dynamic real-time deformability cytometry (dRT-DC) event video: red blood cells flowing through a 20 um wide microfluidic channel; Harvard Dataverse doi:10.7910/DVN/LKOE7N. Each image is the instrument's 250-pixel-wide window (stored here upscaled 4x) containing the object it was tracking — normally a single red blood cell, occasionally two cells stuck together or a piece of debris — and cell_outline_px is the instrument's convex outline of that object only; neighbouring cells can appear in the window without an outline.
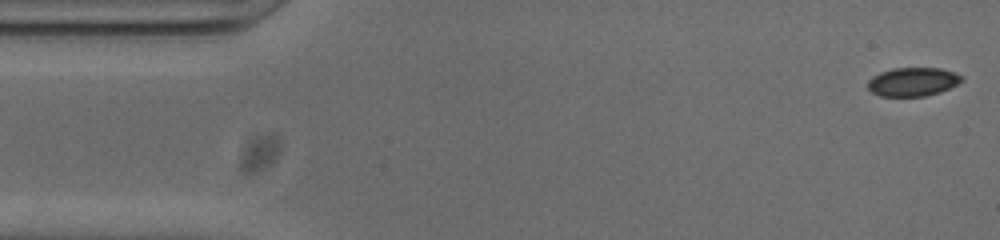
{"species": "common noctule bat (a hibernating species)", "species_latin": "Nyctalus noctula", "temperature_condition": "cold", "stored_images_in_passage": 52, "camera_frame_rate_fps": 3000, "um_per_image_px": 0.085, "animal": {"sex": "male", "body_mass_g": 20.0, "forearm_length_mm": 53.3}, "frame": {"image": 1, "passage_image": 1, "time_ms": 0.0, "image_size_px": [1000, 240], "cell_outline_px": [[964, 80], [940, 92], [924, 96], [880, 96], [872, 92], [868, 88], [868, 80], [872, 76], [880, 72], [892, 68], [940, 68], [964, 76]], "centroid_in_image_um": [77.57, 6.95], "position_along_channel_um": 7.4, "area_um2": 15.66}}
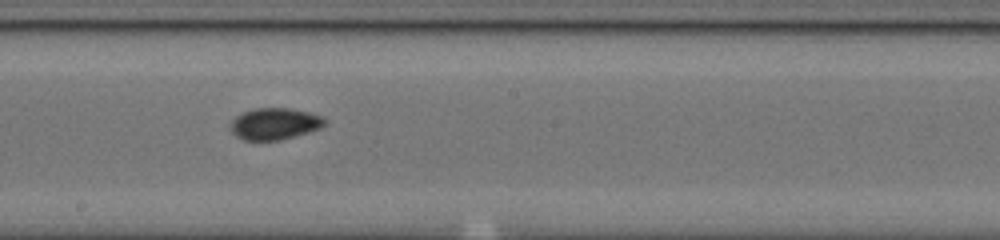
{"frame": {"image": 2, "passage_image": 27, "time_ms": 8.667, "image_size_px": [1000, 240], "cell_outline_px": [[328, 120], [320, 128], [308, 132], [280, 140], [244, 140], [236, 136], [228, 128], [228, 124], [236, 116], [244, 112], [256, 108], [288, 108], [308, 112], [324, 116]], "centroid_in_image_um": [23.33, 10.52], "position_along_channel_um": 224.9, "area_um2": 17.46}}
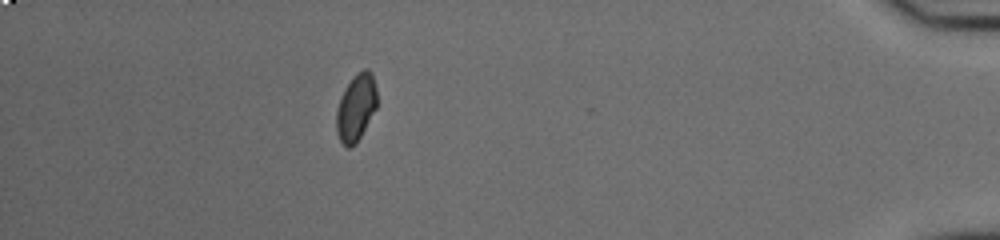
{"frame": {"image": 3, "passage_image": 46, "time_ms": 15.0, "image_size_px": [1000, 240], "cell_outline_px": [[376, 108], [356, 144], [348, 148], [340, 140], [336, 132], [336, 112], [344, 88], [352, 76], [356, 72], [364, 68], [368, 68], [372, 76], [376, 88]], "centroid_in_image_um": [30.25, 9.12], "position_along_channel_um": 405.0, "area_um2": 15.78}}